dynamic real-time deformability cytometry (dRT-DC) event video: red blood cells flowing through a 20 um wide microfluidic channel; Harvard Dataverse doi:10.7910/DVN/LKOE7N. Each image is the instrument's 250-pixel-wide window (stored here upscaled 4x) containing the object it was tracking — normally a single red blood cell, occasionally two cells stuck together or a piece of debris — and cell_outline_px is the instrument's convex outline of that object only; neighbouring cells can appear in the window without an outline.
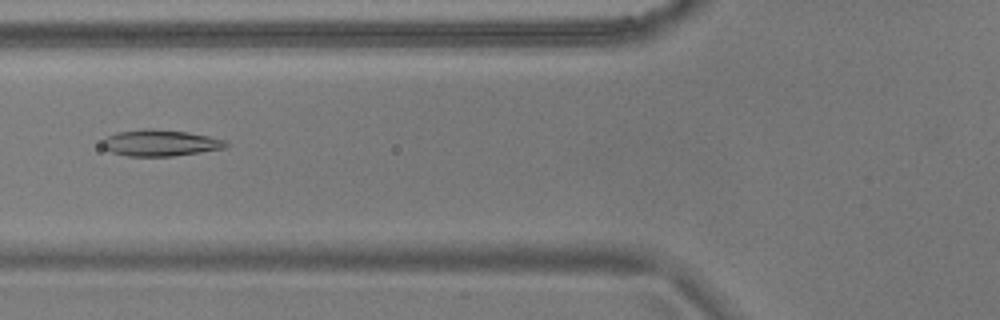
{"species": "common noctule bat (a hibernating species)", "species_latin": "Nyctalus noctula", "temperature_condition": "warm", "stored_images_in_passage": 50, "camera_frame_rate_fps": 3000, "um_per_image_px": 0.085, "animal": {"sex": "male", "body_mass_g": 17.9}, "frame": {"image": 1, "passage_image": 16, "time_ms": 5.0, "image_size_px": [1000, 320], "cell_outline_px": [[228, 144], [224, 148], [200, 152], [172, 156], [128, 156], [112, 152], [104, 148], [100, 144], [108, 136], [116, 132], [144, 128], [152, 128], [188, 132], [228, 140]], "centroid_in_image_um": [13.62, 12.14], "position_along_channel_um": 112.2, "area_um2": 19.02}}
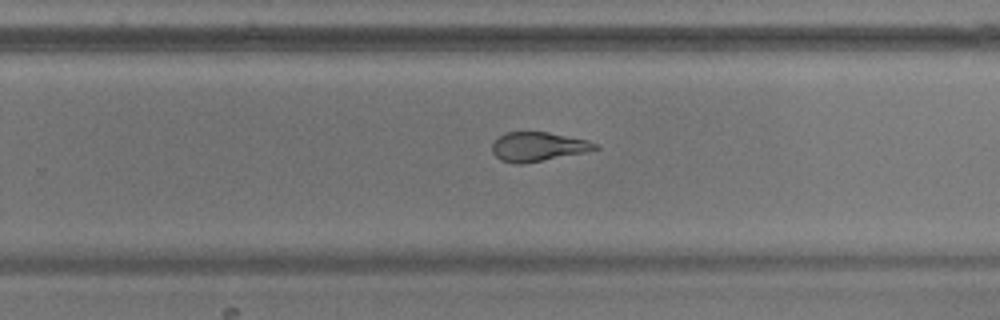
{"frame": {"image": 2, "passage_image": 30, "time_ms": 9.667, "image_size_px": [1000, 320], "cell_outline_px": [[600, 148], [584, 152], [524, 164], [516, 164], [500, 160], [492, 152], [492, 144], [500, 136], [508, 132], [548, 132], [588, 140], [600, 144]], "centroid_in_image_um": [45.75, 12.47], "position_along_channel_um": 284.1, "area_um2": 17.46}}
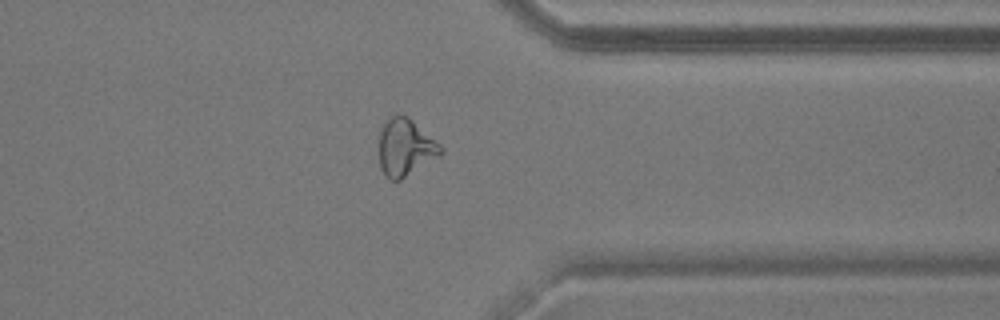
{"frame": {"image": 3, "passage_image": 38, "time_ms": 12.333, "image_size_px": [1000, 320], "cell_outline_px": [[444, 152], [440, 156], [400, 180], [388, 180], [380, 168], [380, 132], [384, 124], [392, 116], [408, 116], [440, 144], [444, 148]], "centroid_in_image_um": [34.48, 12.57], "position_along_channel_um": 376.9, "area_um2": 20.35}, "authors_computed_cell_mechanics": {"area_um2": 19.8832, "velocity_mm_per_s": 3.6866, "shape_relaxation_time_tau1_ms": null, "shape_relaxation_time_tau2_ms": 2.7599, "deformation_change_tau1": null, "deformation_change_tau2": 0.1008}}